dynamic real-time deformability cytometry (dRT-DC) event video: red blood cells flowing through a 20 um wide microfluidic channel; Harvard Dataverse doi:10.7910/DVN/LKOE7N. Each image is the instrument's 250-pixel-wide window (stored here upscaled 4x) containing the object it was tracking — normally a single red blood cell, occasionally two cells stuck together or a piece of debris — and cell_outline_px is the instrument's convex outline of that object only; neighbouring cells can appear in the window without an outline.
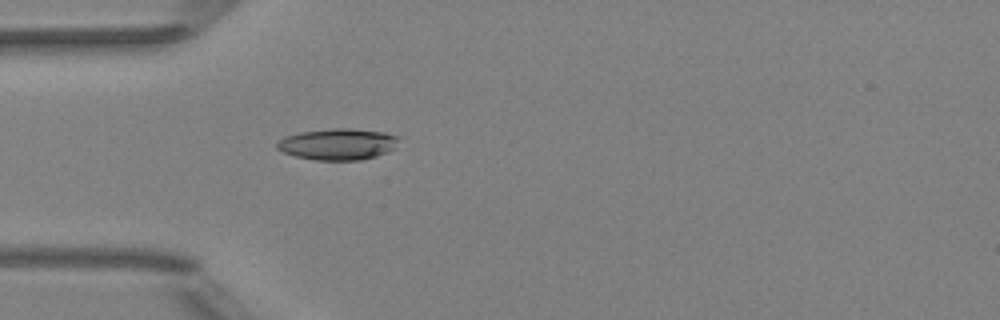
{"species": "Egyptian fruit bat (a non-hibernating species)", "species_latin": "Rousettus aegyptiacus", "temperature_condition": "room temperature", "stored_images_in_passage": 2, "camera_frame_rate_fps": 3000, "um_per_image_px": 0.085, "animal": {"sex": "female"}, "frame": {"image": 1, "passage_image": 2, "time_ms": 1.333, "image_size_px": [1000, 320], "cell_outline_px": [[400, 136], [396, 148], [388, 152], [376, 156], [360, 160], [316, 160], [296, 156], [284, 152], [276, 148], [276, 144], [284, 136], [300, 132], [332, 128], [352, 128], [384, 132]], "centroid_in_image_um": [28.76, 12.24], "position_along_channel_um": 56.2, "area_um2": 22.43}}